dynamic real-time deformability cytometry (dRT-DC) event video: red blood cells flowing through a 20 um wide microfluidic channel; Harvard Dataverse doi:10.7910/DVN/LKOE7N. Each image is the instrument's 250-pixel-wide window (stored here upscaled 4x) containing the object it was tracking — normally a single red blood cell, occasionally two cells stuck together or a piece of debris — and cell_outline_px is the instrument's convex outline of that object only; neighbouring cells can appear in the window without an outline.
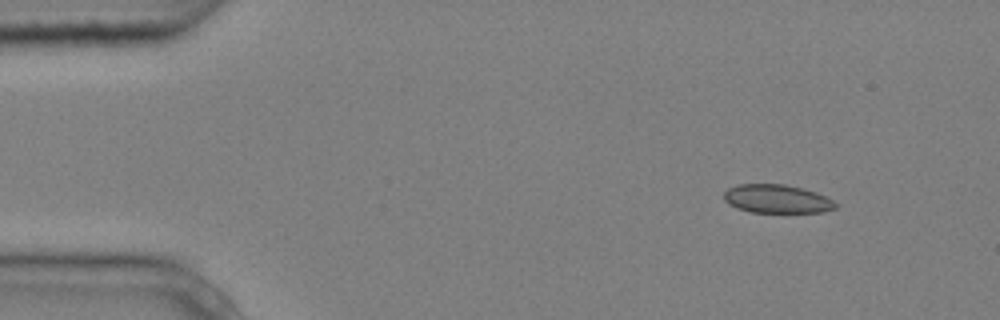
{"species": "common noctule bat (a hibernating species)", "species_latin": "Nyctalus noctula", "temperature_condition": "cold", "stored_images_in_passage": 3, "camera_frame_rate_fps": 3000, "um_per_image_px": 0.085, "animal": {"sex": "male", "body_mass_g": 20.4}, "frame": {"image": 1, "passage_image": 1, "time_ms": 0.0, "image_size_px": [1000, 320], "cell_outline_px": [[840, 204], [836, 208], [824, 212], [752, 212], [736, 208], [728, 204], [724, 200], [724, 192], [728, 188], [740, 184], [784, 184], [816, 192]], "centroid_in_image_um": [66.04, 16.91], "position_along_channel_um": 19.0, "area_um2": 18.55}}
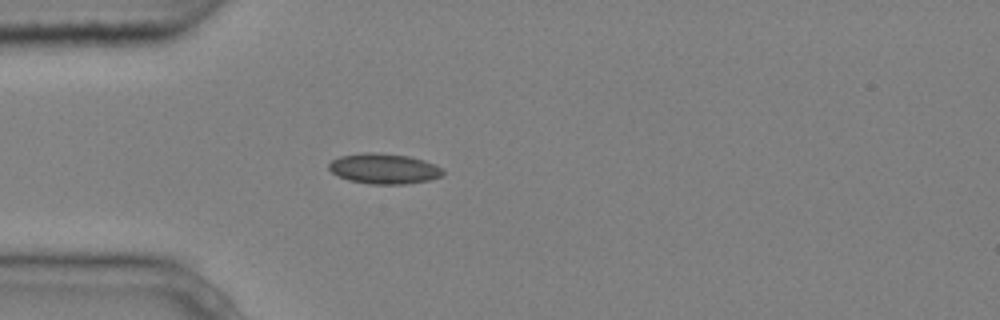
{"frame": {"image": 2, "passage_image": 3, "time_ms": 0.667, "image_size_px": [1000, 320], "cell_outline_px": [[444, 172], [440, 176], [428, 180], [404, 184], [368, 184], [348, 180], [332, 172], [328, 168], [328, 164], [332, 160], [340, 156], [364, 152], [376, 152], [408, 156], [424, 160], [436, 164], [444, 168]], "centroid_in_image_um": [32.64, 14.33], "position_along_channel_um": 52.4, "area_um2": 20.23}}